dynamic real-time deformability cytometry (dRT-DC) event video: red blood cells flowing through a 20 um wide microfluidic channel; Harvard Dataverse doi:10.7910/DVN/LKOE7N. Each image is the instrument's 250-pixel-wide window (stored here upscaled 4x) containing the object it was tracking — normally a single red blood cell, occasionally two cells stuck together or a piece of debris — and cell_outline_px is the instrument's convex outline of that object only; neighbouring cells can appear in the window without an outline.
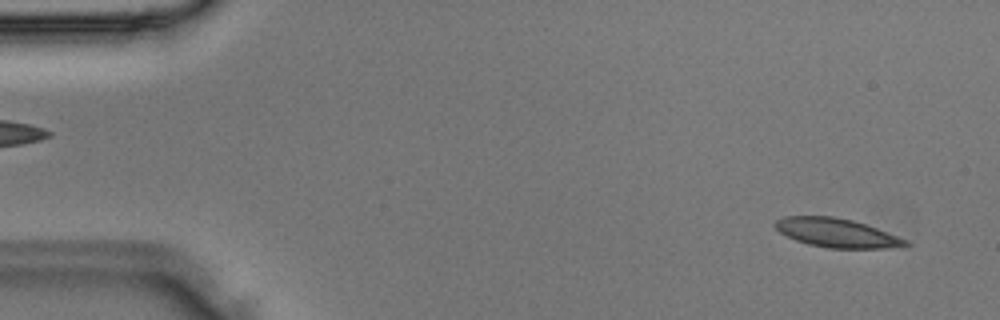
{"species": "Egyptian fruit bat (a non-hibernating species)", "species_latin": "Rousettus aegyptiacus", "temperature_condition": "room temperature", "stored_images_in_passage": 4, "camera_frame_rate_fps": 3000, "um_per_image_px": 0.085, "animal": {"sex": "male"}, "frame": {"image": 1, "passage_image": 4, "time_ms": 1.0, "image_size_px": [1000, 320], "cell_outline_px": [[912, 244], [884, 248], [828, 248], [808, 244], [796, 240], [780, 232], [772, 224], [776, 220], [784, 216], [832, 216], [852, 220], [876, 228], [908, 240]], "centroid_in_image_um": [71.08, 19.79], "position_along_channel_um": 13.9, "area_um2": 21.73}}